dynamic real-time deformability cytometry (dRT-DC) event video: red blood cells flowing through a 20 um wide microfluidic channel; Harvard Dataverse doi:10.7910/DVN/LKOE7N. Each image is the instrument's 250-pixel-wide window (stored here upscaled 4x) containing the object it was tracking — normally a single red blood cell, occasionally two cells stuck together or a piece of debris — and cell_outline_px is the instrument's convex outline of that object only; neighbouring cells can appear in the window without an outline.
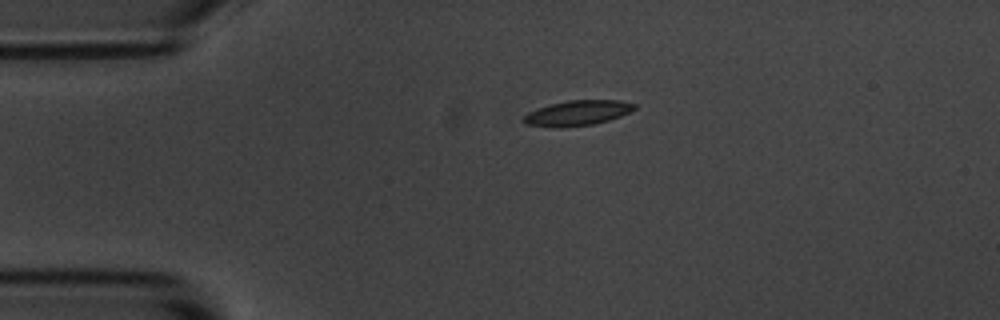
{"species": "common noctule bat (a hibernating species)", "species_latin": "Nyctalus noctula", "temperature_condition": "room temperature", "stored_images_in_passage": 2, "camera_frame_rate_fps": 3000, "um_per_image_px": 0.085, "animal": {"sex": "male", "body_mass_g": 20.1, "forearm_length_mm": 53.5}, "frame": {"image": 1, "passage_image": 1, "time_ms": 0.0, "image_size_px": [1000, 320], "cell_outline_px": [[636, 108], [620, 116], [608, 120], [592, 124], [560, 128], [556, 128], [524, 124], [524, 116], [528, 112], [552, 104], [568, 100], [620, 100], [636, 104]], "centroid_in_image_um": [49.09, 9.61], "position_along_channel_um": 35.9, "area_um2": 16.07}}